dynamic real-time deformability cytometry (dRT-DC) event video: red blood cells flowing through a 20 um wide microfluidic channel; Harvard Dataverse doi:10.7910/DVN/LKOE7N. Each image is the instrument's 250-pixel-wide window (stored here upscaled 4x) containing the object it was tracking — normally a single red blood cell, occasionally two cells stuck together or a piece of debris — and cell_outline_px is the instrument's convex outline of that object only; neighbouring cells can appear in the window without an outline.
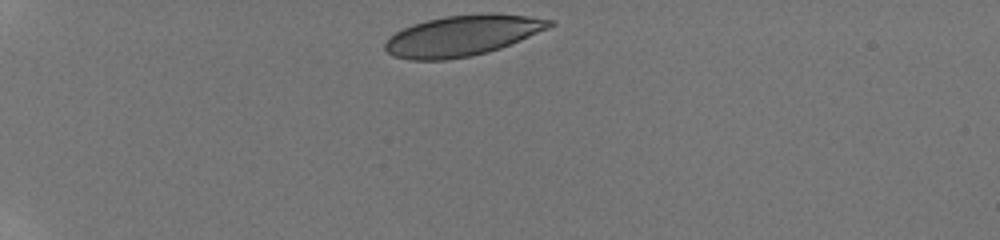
{"species": "human", "species_latin": "Homo sapiens", "temperature_condition": "room temperature", "stored_images_in_passage": 48, "camera_frame_rate_fps": 3000, "um_per_image_px": 0.085, "donor": {"sex": "male"}, "frame": {"image": 1, "passage_image": 1, "time_ms": 0.0, "image_size_px": [1000, 240], "cell_outline_px": [[556, 24], [548, 28], [520, 40], [500, 48], [488, 52], [472, 56], [448, 60], [408, 60], [392, 56], [384, 48], [384, 44], [388, 36], [412, 24], [444, 16], [480, 12], [492, 12], [528, 16], [556, 20]], "centroid_in_image_um": [39.3, 3.01], "position_along_channel_um": 45.7, "area_um2": 39.48}}
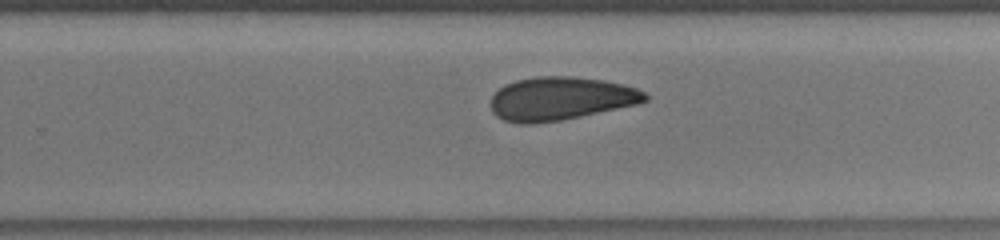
{"frame": {"image": 2, "passage_image": 31, "time_ms": 7.333, "image_size_px": [1000, 240], "cell_outline_px": [[648, 100], [636, 104], [580, 116], [560, 120], [536, 124], [516, 124], [504, 120], [496, 116], [492, 112], [492, 96], [504, 84], [516, 80], [536, 76], [572, 76], [604, 80], [636, 88], [644, 92], [648, 96]], "centroid_in_image_um": [47.61, 8.38], "position_along_channel_um": 282.2, "area_um2": 38.84}}
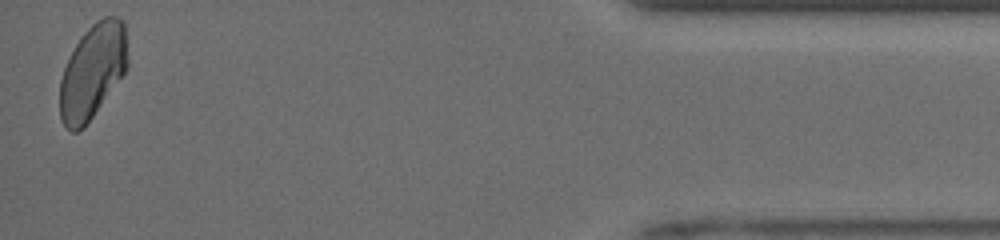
{"frame": {"image": 3, "passage_image": 48, "time_ms": 12.333, "image_size_px": [1000, 240], "cell_outline_px": [[128, 68], [84, 128], [76, 132], [72, 132], [60, 120], [60, 80], [64, 68], [76, 44], [84, 32], [96, 20], [104, 16], [116, 16], [124, 20], [128, 60]], "centroid_in_image_um": [7.88, 6.05], "position_along_channel_um": 427.3, "area_um2": 37.34}, "authors_computed_cell_mechanics": {"area_um2": 39.6219, "velocity_mm_per_s": 4.0687, "shape_relaxation_time_tau1_ms": 6.2804, "shape_relaxation_time_tau2_ms": 2.935, "deformation_change_tau1": 0.142, "deformation_change_tau2": 0.0823}}